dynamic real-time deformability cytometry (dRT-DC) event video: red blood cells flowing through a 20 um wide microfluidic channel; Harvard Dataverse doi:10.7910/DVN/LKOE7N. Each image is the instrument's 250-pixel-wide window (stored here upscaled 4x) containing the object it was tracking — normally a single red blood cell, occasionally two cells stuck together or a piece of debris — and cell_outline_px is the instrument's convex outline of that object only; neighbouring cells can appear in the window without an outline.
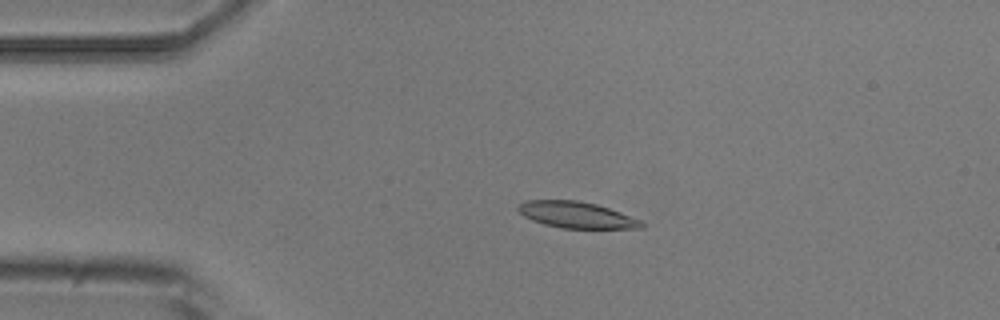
{"species": "common noctule bat (a hibernating species)", "species_latin": "Nyctalus noctula", "temperature_condition": "room temperature", "stored_images_in_passage": 4, "camera_frame_rate_fps": 3000, "um_per_image_px": 0.085, "animal": {"sex": "male", "body_mass_g": 20.5, "forearm_length_mm": 52.5}, "frame": {"image": 1, "passage_image": 3, "time_ms": 3.333, "image_size_px": [1000, 320], "cell_outline_px": [[644, 228], [560, 228], [544, 224], [532, 220], [524, 216], [516, 208], [524, 200], [576, 200], [596, 204], [620, 212], [640, 220], [644, 224]], "centroid_in_image_um": [48.97, 18.26], "position_along_channel_um": 36.0, "area_um2": 18.79}}